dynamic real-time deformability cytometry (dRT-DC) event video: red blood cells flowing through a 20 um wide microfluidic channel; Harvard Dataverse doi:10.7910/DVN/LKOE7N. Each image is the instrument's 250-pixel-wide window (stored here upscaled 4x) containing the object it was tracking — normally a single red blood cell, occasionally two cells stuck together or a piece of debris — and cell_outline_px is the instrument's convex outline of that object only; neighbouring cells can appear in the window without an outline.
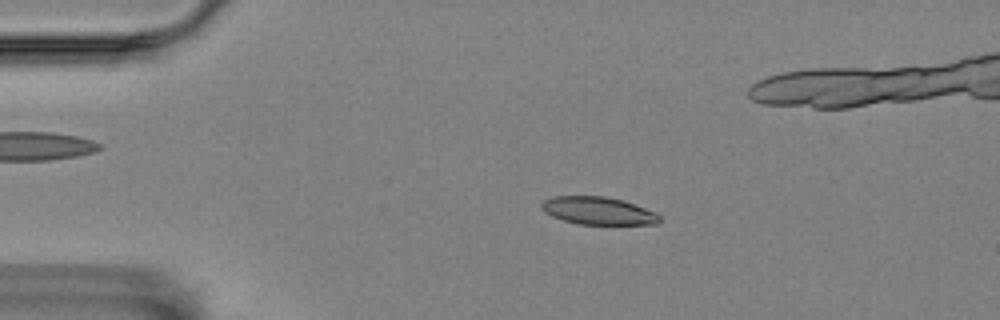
{"species": "Egyptian fruit bat (a non-hibernating species)", "species_latin": "Rousettus aegyptiacus", "temperature_condition": "room temperature", "stored_images_in_passage": 57, "camera_frame_rate_fps": 3000, "um_per_image_px": 0.085, "animal": {"sex": "female"}, "frame": {"image": 1, "passage_image": 11, "time_ms": 3.333, "image_size_px": [1000, 320], "cell_outline_px": [[660, 220], [656, 224], [580, 224], [564, 220], [552, 216], [544, 212], [540, 208], [540, 204], [544, 200], [556, 196], [604, 196], [620, 200], [656, 212], [660, 216]], "centroid_in_image_um": [50.81, 17.91], "position_along_channel_um": 34.2, "area_um2": 18.79}}
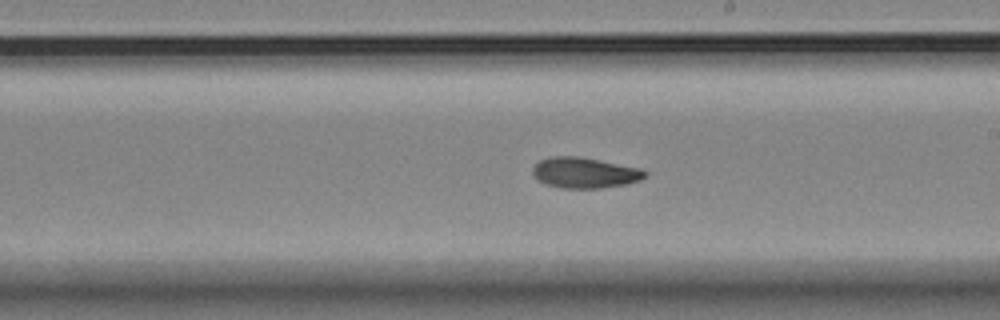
{"frame": {"image": 2, "passage_image": 32, "time_ms": 10.333, "image_size_px": [1000, 320], "cell_outline_px": [[648, 176], [640, 180], [628, 184], [600, 188], [564, 188], [544, 184], [536, 180], [532, 172], [532, 168], [540, 160], [552, 156], [580, 156], [640, 168], [648, 172]], "centroid_in_image_um": [49.7, 14.68], "position_along_channel_um": 239.3, "area_um2": 20.29}}
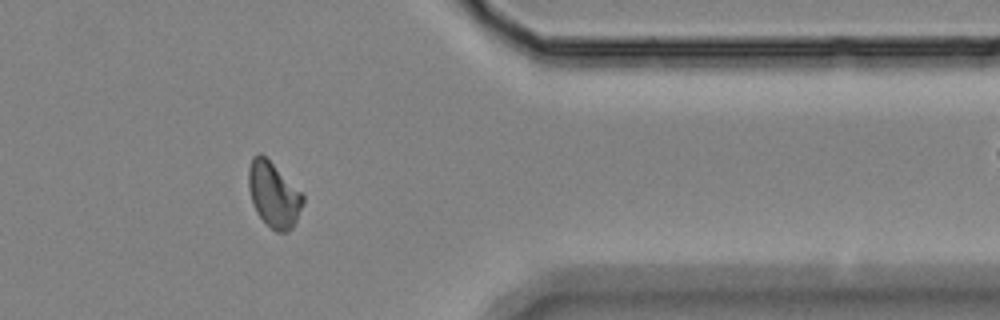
{"frame": {"image": 3, "passage_image": 46, "time_ms": 15.0, "image_size_px": [1000, 320], "cell_outline_px": [[304, 200], [296, 220], [292, 228], [288, 232], [276, 232], [256, 212], [252, 204], [248, 188], [248, 168], [252, 156], [260, 152], [304, 196]], "centroid_in_image_um": [23.22, 16.55], "position_along_channel_um": 388.2, "area_um2": 20.23}, "authors_computed_cell_mechanics": {"area_um2": 19.652, "velocity_mm_per_s": 3.5136, "shape_relaxation_time_tau1_ms": null, "shape_relaxation_time_tau2_ms": 4.1184, "deformation_change_tau1": null, "deformation_change_tau2": 0.0928}}